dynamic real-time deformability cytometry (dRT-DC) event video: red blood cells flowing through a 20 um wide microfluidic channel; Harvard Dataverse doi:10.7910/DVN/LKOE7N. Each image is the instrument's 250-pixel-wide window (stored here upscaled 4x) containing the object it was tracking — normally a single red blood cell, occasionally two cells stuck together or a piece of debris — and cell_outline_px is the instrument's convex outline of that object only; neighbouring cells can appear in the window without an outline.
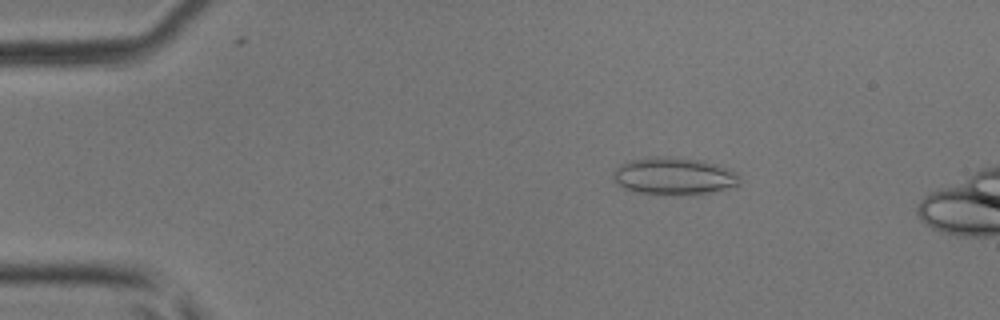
{"species": "common noctule bat (a hibernating species)", "species_latin": "Nyctalus noctula", "temperature_condition": "room temperature", "stored_images_in_passage": 6, "camera_frame_rate_fps": 3000, "um_per_image_px": 0.085, "animal": {"sex": "male", "body_mass_g": 17.9, "forearm_length_mm": 54.2}, "frame": {"image": 1, "passage_image": 2, "time_ms": 0.333, "image_size_px": [1000, 320], "cell_outline_px": [[740, 184], [736, 188], [708, 192], [676, 196], [636, 192], [624, 188], [612, 180], [612, 176], [616, 168], [620, 164], [632, 160], [656, 156], [676, 156], [704, 160], [736, 172], [740, 180]], "centroid_in_image_um": [57.3, 14.97], "position_along_channel_um": 27.7, "area_um2": 27.98}}